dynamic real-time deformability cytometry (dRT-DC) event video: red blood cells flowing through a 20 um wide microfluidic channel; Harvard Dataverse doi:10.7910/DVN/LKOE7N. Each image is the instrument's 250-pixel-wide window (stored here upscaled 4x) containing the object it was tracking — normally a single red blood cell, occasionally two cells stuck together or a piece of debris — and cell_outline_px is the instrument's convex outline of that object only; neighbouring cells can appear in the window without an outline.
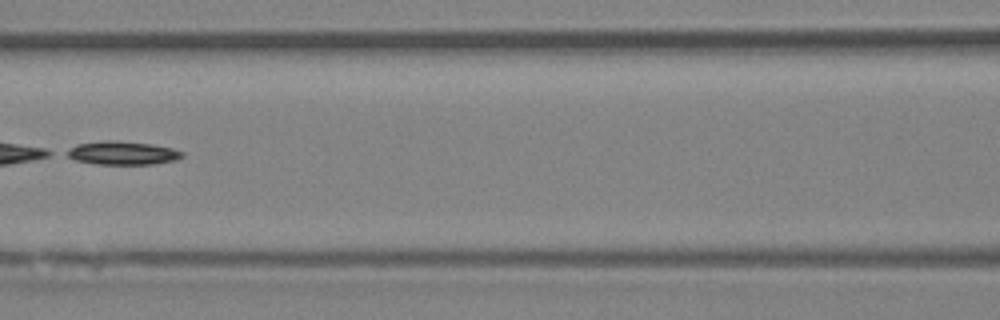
{"species": "Egyptian fruit bat (a non-hibernating species)", "species_latin": "Rousettus aegyptiacus", "temperature_condition": "room temperature", "stored_images_in_passage": 7, "camera_frame_rate_fps": 3000, "um_per_image_px": 0.085, "animal": {"sex": "female"}, "frame": {"image": 1, "passage_image": 6, "time_ms": 5.667, "image_size_px": [1000, 320], "cell_outline_px": [[184, 156], [176, 160], [152, 164], [96, 164], [76, 160], [68, 156], [64, 152], [76, 144], [104, 140], [112, 140], [152, 144], [172, 148], [184, 152]], "centroid_in_image_um": [10.41, 13.0], "position_along_channel_um": 156.2, "area_um2": 15.78}}
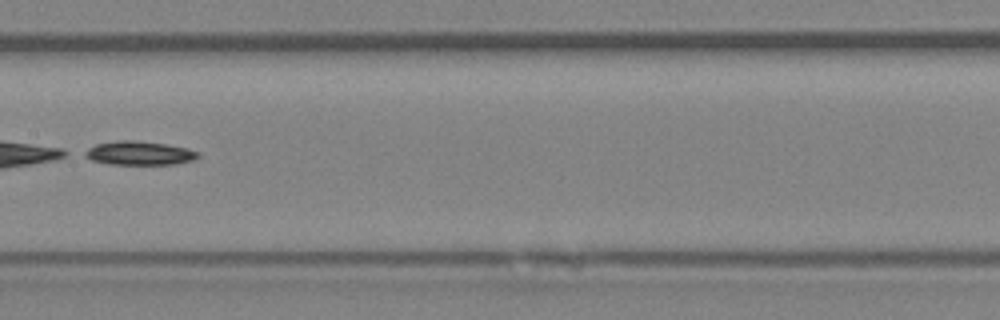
{"frame": {"image": 2, "passage_image": 7, "time_ms": 6.667, "image_size_px": [1000, 320], "cell_outline_px": [[200, 156], [196, 160], [176, 164], [108, 164], [92, 160], [84, 156], [80, 152], [96, 144], [116, 140], [132, 140], [164, 144], [188, 148], [200, 152]], "centroid_in_image_um": [11.84, 13.02], "position_along_channel_um": 195.6, "area_um2": 15.9}}